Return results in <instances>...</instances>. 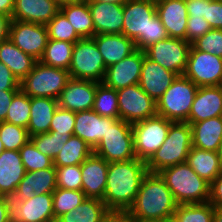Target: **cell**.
I'll return each instance as SVG.
<instances>
[{
    "instance_id": "1",
    "label": "cell",
    "mask_w": 222,
    "mask_h": 222,
    "mask_svg": "<svg viewBox=\"0 0 222 222\" xmlns=\"http://www.w3.org/2000/svg\"><path fill=\"white\" fill-rule=\"evenodd\" d=\"M147 173L146 162L138 158L109 163L102 200L106 207L110 211L129 210Z\"/></svg>"
},
{
    "instance_id": "2",
    "label": "cell",
    "mask_w": 222,
    "mask_h": 222,
    "mask_svg": "<svg viewBox=\"0 0 222 222\" xmlns=\"http://www.w3.org/2000/svg\"><path fill=\"white\" fill-rule=\"evenodd\" d=\"M177 205L160 174L148 172L128 211L140 222H156L172 218Z\"/></svg>"
},
{
    "instance_id": "3",
    "label": "cell",
    "mask_w": 222,
    "mask_h": 222,
    "mask_svg": "<svg viewBox=\"0 0 222 222\" xmlns=\"http://www.w3.org/2000/svg\"><path fill=\"white\" fill-rule=\"evenodd\" d=\"M177 204L205 203L210 197V183L201 178L186 162L159 172Z\"/></svg>"
},
{
    "instance_id": "4",
    "label": "cell",
    "mask_w": 222,
    "mask_h": 222,
    "mask_svg": "<svg viewBox=\"0 0 222 222\" xmlns=\"http://www.w3.org/2000/svg\"><path fill=\"white\" fill-rule=\"evenodd\" d=\"M192 147L190 124L188 122H173L165 141L146 162L148 172L159 173L165 168L185 163Z\"/></svg>"
},
{
    "instance_id": "5",
    "label": "cell",
    "mask_w": 222,
    "mask_h": 222,
    "mask_svg": "<svg viewBox=\"0 0 222 222\" xmlns=\"http://www.w3.org/2000/svg\"><path fill=\"white\" fill-rule=\"evenodd\" d=\"M198 88L184 75L177 76L166 92L156 101L157 115L172 122H187Z\"/></svg>"
},
{
    "instance_id": "6",
    "label": "cell",
    "mask_w": 222,
    "mask_h": 222,
    "mask_svg": "<svg viewBox=\"0 0 222 222\" xmlns=\"http://www.w3.org/2000/svg\"><path fill=\"white\" fill-rule=\"evenodd\" d=\"M93 153L109 163L136 158L132 124L108 117V131L93 149Z\"/></svg>"
},
{
    "instance_id": "7",
    "label": "cell",
    "mask_w": 222,
    "mask_h": 222,
    "mask_svg": "<svg viewBox=\"0 0 222 222\" xmlns=\"http://www.w3.org/2000/svg\"><path fill=\"white\" fill-rule=\"evenodd\" d=\"M70 79L68 70L46 66L38 61L20 81V90L29 97L58 99Z\"/></svg>"
},
{
    "instance_id": "8",
    "label": "cell",
    "mask_w": 222,
    "mask_h": 222,
    "mask_svg": "<svg viewBox=\"0 0 222 222\" xmlns=\"http://www.w3.org/2000/svg\"><path fill=\"white\" fill-rule=\"evenodd\" d=\"M106 66L93 38H81L74 43L72 60L68 69L72 79L102 83Z\"/></svg>"
},
{
    "instance_id": "9",
    "label": "cell",
    "mask_w": 222,
    "mask_h": 222,
    "mask_svg": "<svg viewBox=\"0 0 222 222\" xmlns=\"http://www.w3.org/2000/svg\"><path fill=\"white\" fill-rule=\"evenodd\" d=\"M173 122L156 115L132 124L136 158L147 162L165 141Z\"/></svg>"
},
{
    "instance_id": "10",
    "label": "cell",
    "mask_w": 222,
    "mask_h": 222,
    "mask_svg": "<svg viewBox=\"0 0 222 222\" xmlns=\"http://www.w3.org/2000/svg\"><path fill=\"white\" fill-rule=\"evenodd\" d=\"M191 43L184 39L167 38L147 47L145 56L165 69L182 76L187 67Z\"/></svg>"
},
{
    "instance_id": "11",
    "label": "cell",
    "mask_w": 222,
    "mask_h": 222,
    "mask_svg": "<svg viewBox=\"0 0 222 222\" xmlns=\"http://www.w3.org/2000/svg\"><path fill=\"white\" fill-rule=\"evenodd\" d=\"M198 87L222 85V58L215 54L189 50L187 67L183 74Z\"/></svg>"
},
{
    "instance_id": "12",
    "label": "cell",
    "mask_w": 222,
    "mask_h": 222,
    "mask_svg": "<svg viewBox=\"0 0 222 222\" xmlns=\"http://www.w3.org/2000/svg\"><path fill=\"white\" fill-rule=\"evenodd\" d=\"M119 119L135 123L157 115L156 102L139 86L134 84L117 90Z\"/></svg>"
},
{
    "instance_id": "13",
    "label": "cell",
    "mask_w": 222,
    "mask_h": 222,
    "mask_svg": "<svg viewBox=\"0 0 222 222\" xmlns=\"http://www.w3.org/2000/svg\"><path fill=\"white\" fill-rule=\"evenodd\" d=\"M123 35L132 39L136 49L142 51V36H147L148 23L156 14L152 0H128L123 7Z\"/></svg>"
},
{
    "instance_id": "14",
    "label": "cell",
    "mask_w": 222,
    "mask_h": 222,
    "mask_svg": "<svg viewBox=\"0 0 222 222\" xmlns=\"http://www.w3.org/2000/svg\"><path fill=\"white\" fill-rule=\"evenodd\" d=\"M10 40L24 53L40 60L48 42L46 25L12 20L10 25Z\"/></svg>"
},
{
    "instance_id": "15",
    "label": "cell",
    "mask_w": 222,
    "mask_h": 222,
    "mask_svg": "<svg viewBox=\"0 0 222 222\" xmlns=\"http://www.w3.org/2000/svg\"><path fill=\"white\" fill-rule=\"evenodd\" d=\"M11 222H54L52 193L35 194L27 200H12Z\"/></svg>"
},
{
    "instance_id": "16",
    "label": "cell",
    "mask_w": 222,
    "mask_h": 222,
    "mask_svg": "<svg viewBox=\"0 0 222 222\" xmlns=\"http://www.w3.org/2000/svg\"><path fill=\"white\" fill-rule=\"evenodd\" d=\"M145 52L136 49L129 56L106 69L103 83L115 90L139 84Z\"/></svg>"
},
{
    "instance_id": "17",
    "label": "cell",
    "mask_w": 222,
    "mask_h": 222,
    "mask_svg": "<svg viewBox=\"0 0 222 222\" xmlns=\"http://www.w3.org/2000/svg\"><path fill=\"white\" fill-rule=\"evenodd\" d=\"M98 84L71 78L58 97V106L73 112L92 110Z\"/></svg>"
},
{
    "instance_id": "18",
    "label": "cell",
    "mask_w": 222,
    "mask_h": 222,
    "mask_svg": "<svg viewBox=\"0 0 222 222\" xmlns=\"http://www.w3.org/2000/svg\"><path fill=\"white\" fill-rule=\"evenodd\" d=\"M109 162L92 153L81 164L82 188L87 198L103 200Z\"/></svg>"
},
{
    "instance_id": "19",
    "label": "cell",
    "mask_w": 222,
    "mask_h": 222,
    "mask_svg": "<svg viewBox=\"0 0 222 222\" xmlns=\"http://www.w3.org/2000/svg\"><path fill=\"white\" fill-rule=\"evenodd\" d=\"M94 26L98 34H123V4L88 1Z\"/></svg>"
},
{
    "instance_id": "20",
    "label": "cell",
    "mask_w": 222,
    "mask_h": 222,
    "mask_svg": "<svg viewBox=\"0 0 222 222\" xmlns=\"http://www.w3.org/2000/svg\"><path fill=\"white\" fill-rule=\"evenodd\" d=\"M156 13L169 38L186 40L188 12L185 0H158Z\"/></svg>"
},
{
    "instance_id": "21",
    "label": "cell",
    "mask_w": 222,
    "mask_h": 222,
    "mask_svg": "<svg viewBox=\"0 0 222 222\" xmlns=\"http://www.w3.org/2000/svg\"><path fill=\"white\" fill-rule=\"evenodd\" d=\"M56 188V169L53 165L50 168L26 172L11 200H27L35 194L53 193Z\"/></svg>"
},
{
    "instance_id": "22",
    "label": "cell",
    "mask_w": 222,
    "mask_h": 222,
    "mask_svg": "<svg viewBox=\"0 0 222 222\" xmlns=\"http://www.w3.org/2000/svg\"><path fill=\"white\" fill-rule=\"evenodd\" d=\"M177 75L144 56L139 86L156 102L171 86Z\"/></svg>"
},
{
    "instance_id": "23",
    "label": "cell",
    "mask_w": 222,
    "mask_h": 222,
    "mask_svg": "<svg viewBox=\"0 0 222 222\" xmlns=\"http://www.w3.org/2000/svg\"><path fill=\"white\" fill-rule=\"evenodd\" d=\"M218 116H222L221 86L199 87L187 122L192 124Z\"/></svg>"
},
{
    "instance_id": "24",
    "label": "cell",
    "mask_w": 222,
    "mask_h": 222,
    "mask_svg": "<svg viewBox=\"0 0 222 222\" xmlns=\"http://www.w3.org/2000/svg\"><path fill=\"white\" fill-rule=\"evenodd\" d=\"M59 11L56 0H15L12 20L46 25Z\"/></svg>"
},
{
    "instance_id": "25",
    "label": "cell",
    "mask_w": 222,
    "mask_h": 222,
    "mask_svg": "<svg viewBox=\"0 0 222 222\" xmlns=\"http://www.w3.org/2000/svg\"><path fill=\"white\" fill-rule=\"evenodd\" d=\"M25 173L20 152L4 150L0 154V196L12 198Z\"/></svg>"
},
{
    "instance_id": "26",
    "label": "cell",
    "mask_w": 222,
    "mask_h": 222,
    "mask_svg": "<svg viewBox=\"0 0 222 222\" xmlns=\"http://www.w3.org/2000/svg\"><path fill=\"white\" fill-rule=\"evenodd\" d=\"M108 131V117L92 110L75 112L73 135L80 137L94 149Z\"/></svg>"
},
{
    "instance_id": "27",
    "label": "cell",
    "mask_w": 222,
    "mask_h": 222,
    "mask_svg": "<svg viewBox=\"0 0 222 222\" xmlns=\"http://www.w3.org/2000/svg\"><path fill=\"white\" fill-rule=\"evenodd\" d=\"M92 38L103 57L106 68L118 63L136 50L134 41L123 34H98Z\"/></svg>"
},
{
    "instance_id": "28",
    "label": "cell",
    "mask_w": 222,
    "mask_h": 222,
    "mask_svg": "<svg viewBox=\"0 0 222 222\" xmlns=\"http://www.w3.org/2000/svg\"><path fill=\"white\" fill-rule=\"evenodd\" d=\"M193 147L217 152L222 140V116L190 124Z\"/></svg>"
},
{
    "instance_id": "29",
    "label": "cell",
    "mask_w": 222,
    "mask_h": 222,
    "mask_svg": "<svg viewBox=\"0 0 222 222\" xmlns=\"http://www.w3.org/2000/svg\"><path fill=\"white\" fill-rule=\"evenodd\" d=\"M58 107V99L30 97V121L27 126L30 137L50 131V123Z\"/></svg>"
},
{
    "instance_id": "30",
    "label": "cell",
    "mask_w": 222,
    "mask_h": 222,
    "mask_svg": "<svg viewBox=\"0 0 222 222\" xmlns=\"http://www.w3.org/2000/svg\"><path fill=\"white\" fill-rule=\"evenodd\" d=\"M0 61L21 81L38 62L33 56L24 53L10 38L0 43Z\"/></svg>"
},
{
    "instance_id": "31",
    "label": "cell",
    "mask_w": 222,
    "mask_h": 222,
    "mask_svg": "<svg viewBox=\"0 0 222 222\" xmlns=\"http://www.w3.org/2000/svg\"><path fill=\"white\" fill-rule=\"evenodd\" d=\"M186 163L210 184L222 172L219 154L214 151L201 150L192 147Z\"/></svg>"
},
{
    "instance_id": "32",
    "label": "cell",
    "mask_w": 222,
    "mask_h": 222,
    "mask_svg": "<svg viewBox=\"0 0 222 222\" xmlns=\"http://www.w3.org/2000/svg\"><path fill=\"white\" fill-rule=\"evenodd\" d=\"M60 11L81 38L94 37L92 15L87 0L61 5Z\"/></svg>"
},
{
    "instance_id": "33",
    "label": "cell",
    "mask_w": 222,
    "mask_h": 222,
    "mask_svg": "<svg viewBox=\"0 0 222 222\" xmlns=\"http://www.w3.org/2000/svg\"><path fill=\"white\" fill-rule=\"evenodd\" d=\"M109 209L96 198H86L74 210L60 216L56 222H103Z\"/></svg>"
},
{
    "instance_id": "34",
    "label": "cell",
    "mask_w": 222,
    "mask_h": 222,
    "mask_svg": "<svg viewBox=\"0 0 222 222\" xmlns=\"http://www.w3.org/2000/svg\"><path fill=\"white\" fill-rule=\"evenodd\" d=\"M92 153L93 149L85 141L72 135L53 159V165L55 167L81 165Z\"/></svg>"
},
{
    "instance_id": "35",
    "label": "cell",
    "mask_w": 222,
    "mask_h": 222,
    "mask_svg": "<svg viewBox=\"0 0 222 222\" xmlns=\"http://www.w3.org/2000/svg\"><path fill=\"white\" fill-rule=\"evenodd\" d=\"M73 46L74 43L68 41L48 39L44 54L39 61L46 66L68 70Z\"/></svg>"
},
{
    "instance_id": "36",
    "label": "cell",
    "mask_w": 222,
    "mask_h": 222,
    "mask_svg": "<svg viewBox=\"0 0 222 222\" xmlns=\"http://www.w3.org/2000/svg\"><path fill=\"white\" fill-rule=\"evenodd\" d=\"M215 207L205 203L178 204L173 214L176 222H213Z\"/></svg>"
},
{
    "instance_id": "37",
    "label": "cell",
    "mask_w": 222,
    "mask_h": 222,
    "mask_svg": "<svg viewBox=\"0 0 222 222\" xmlns=\"http://www.w3.org/2000/svg\"><path fill=\"white\" fill-rule=\"evenodd\" d=\"M93 110L102 117L119 118L117 90L103 82L97 85Z\"/></svg>"
},
{
    "instance_id": "38",
    "label": "cell",
    "mask_w": 222,
    "mask_h": 222,
    "mask_svg": "<svg viewBox=\"0 0 222 222\" xmlns=\"http://www.w3.org/2000/svg\"><path fill=\"white\" fill-rule=\"evenodd\" d=\"M52 195L54 222L60 216L74 210L87 198L82 190H66L62 188H56Z\"/></svg>"
},
{
    "instance_id": "39",
    "label": "cell",
    "mask_w": 222,
    "mask_h": 222,
    "mask_svg": "<svg viewBox=\"0 0 222 222\" xmlns=\"http://www.w3.org/2000/svg\"><path fill=\"white\" fill-rule=\"evenodd\" d=\"M30 121V97L19 90L12 98L8 107L5 122L22 126L27 129Z\"/></svg>"
},
{
    "instance_id": "40",
    "label": "cell",
    "mask_w": 222,
    "mask_h": 222,
    "mask_svg": "<svg viewBox=\"0 0 222 222\" xmlns=\"http://www.w3.org/2000/svg\"><path fill=\"white\" fill-rule=\"evenodd\" d=\"M70 137L67 133L60 135L57 131H49L31 136L30 140L41 153L54 159Z\"/></svg>"
},
{
    "instance_id": "41",
    "label": "cell",
    "mask_w": 222,
    "mask_h": 222,
    "mask_svg": "<svg viewBox=\"0 0 222 222\" xmlns=\"http://www.w3.org/2000/svg\"><path fill=\"white\" fill-rule=\"evenodd\" d=\"M0 139L5 150H16L30 140L29 132L26 128L7 122H0Z\"/></svg>"
},
{
    "instance_id": "42",
    "label": "cell",
    "mask_w": 222,
    "mask_h": 222,
    "mask_svg": "<svg viewBox=\"0 0 222 222\" xmlns=\"http://www.w3.org/2000/svg\"><path fill=\"white\" fill-rule=\"evenodd\" d=\"M22 163L26 172L37 171L53 166V159L41 153L29 140L19 149Z\"/></svg>"
},
{
    "instance_id": "43",
    "label": "cell",
    "mask_w": 222,
    "mask_h": 222,
    "mask_svg": "<svg viewBox=\"0 0 222 222\" xmlns=\"http://www.w3.org/2000/svg\"><path fill=\"white\" fill-rule=\"evenodd\" d=\"M48 38L76 43L81 37L76 33L64 14L59 11L47 24Z\"/></svg>"
},
{
    "instance_id": "44",
    "label": "cell",
    "mask_w": 222,
    "mask_h": 222,
    "mask_svg": "<svg viewBox=\"0 0 222 222\" xmlns=\"http://www.w3.org/2000/svg\"><path fill=\"white\" fill-rule=\"evenodd\" d=\"M57 188L66 190H81V165L55 167Z\"/></svg>"
},
{
    "instance_id": "45",
    "label": "cell",
    "mask_w": 222,
    "mask_h": 222,
    "mask_svg": "<svg viewBox=\"0 0 222 222\" xmlns=\"http://www.w3.org/2000/svg\"><path fill=\"white\" fill-rule=\"evenodd\" d=\"M191 45L199 51L215 54L222 58V29H211L198 37Z\"/></svg>"
},
{
    "instance_id": "46",
    "label": "cell",
    "mask_w": 222,
    "mask_h": 222,
    "mask_svg": "<svg viewBox=\"0 0 222 222\" xmlns=\"http://www.w3.org/2000/svg\"><path fill=\"white\" fill-rule=\"evenodd\" d=\"M75 125V112L57 107L52 121L50 123V131H57L58 134L73 135Z\"/></svg>"
},
{
    "instance_id": "47",
    "label": "cell",
    "mask_w": 222,
    "mask_h": 222,
    "mask_svg": "<svg viewBox=\"0 0 222 222\" xmlns=\"http://www.w3.org/2000/svg\"><path fill=\"white\" fill-rule=\"evenodd\" d=\"M167 38L168 35L165 27L156 13L148 23L147 36H142V51H144L150 45Z\"/></svg>"
},
{
    "instance_id": "48",
    "label": "cell",
    "mask_w": 222,
    "mask_h": 222,
    "mask_svg": "<svg viewBox=\"0 0 222 222\" xmlns=\"http://www.w3.org/2000/svg\"><path fill=\"white\" fill-rule=\"evenodd\" d=\"M211 29V26L204 18L188 17L186 41L192 43Z\"/></svg>"
},
{
    "instance_id": "49",
    "label": "cell",
    "mask_w": 222,
    "mask_h": 222,
    "mask_svg": "<svg viewBox=\"0 0 222 222\" xmlns=\"http://www.w3.org/2000/svg\"><path fill=\"white\" fill-rule=\"evenodd\" d=\"M212 29H222V0H206V17Z\"/></svg>"
},
{
    "instance_id": "50",
    "label": "cell",
    "mask_w": 222,
    "mask_h": 222,
    "mask_svg": "<svg viewBox=\"0 0 222 222\" xmlns=\"http://www.w3.org/2000/svg\"><path fill=\"white\" fill-rule=\"evenodd\" d=\"M20 90V81L11 70L0 61V91Z\"/></svg>"
},
{
    "instance_id": "51",
    "label": "cell",
    "mask_w": 222,
    "mask_h": 222,
    "mask_svg": "<svg viewBox=\"0 0 222 222\" xmlns=\"http://www.w3.org/2000/svg\"><path fill=\"white\" fill-rule=\"evenodd\" d=\"M209 202L215 208H222V172L210 184Z\"/></svg>"
},
{
    "instance_id": "52",
    "label": "cell",
    "mask_w": 222,
    "mask_h": 222,
    "mask_svg": "<svg viewBox=\"0 0 222 222\" xmlns=\"http://www.w3.org/2000/svg\"><path fill=\"white\" fill-rule=\"evenodd\" d=\"M188 17H206V0H185Z\"/></svg>"
},
{
    "instance_id": "53",
    "label": "cell",
    "mask_w": 222,
    "mask_h": 222,
    "mask_svg": "<svg viewBox=\"0 0 222 222\" xmlns=\"http://www.w3.org/2000/svg\"><path fill=\"white\" fill-rule=\"evenodd\" d=\"M19 90H4L0 91V122H4L8 107L12 103V98Z\"/></svg>"
},
{
    "instance_id": "54",
    "label": "cell",
    "mask_w": 222,
    "mask_h": 222,
    "mask_svg": "<svg viewBox=\"0 0 222 222\" xmlns=\"http://www.w3.org/2000/svg\"><path fill=\"white\" fill-rule=\"evenodd\" d=\"M103 222H140L128 210L109 211Z\"/></svg>"
},
{
    "instance_id": "55",
    "label": "cell",
    "mask_w": 222,
    "mask_h": 222,
    "mask_svg": "<svg viewBox=\"0 0 222 222\" xmlns=\"http://www.w3.org/2000/svg\"><path fill=\"white\" fill-rule=\"evenodd\" d=\"M11 203V198L0 196V222H11Z\"/></svg>"
},
{
    "instance_id": "56",
    "label": "cell",
    "mask_w": 222,
    "mask_h": 222,
    "mask_svg": "<svg viewBox=\"0 0 222 222\" xmlns=\"http://www.w3.org/2000/svg\"><path fill=\"white\" fill-rule=\"evenodd\" d=\"M12 17L0 13V43L9 38Z\"/></svg>"
},
{
    "instance_id": "57",
    "label": "cell",
    "mask_w": 222,
    "mask_h": 222,
    "mask_svg": "<svg viewBox=\"0 0 222 222\" xmlns=\"http://www.w3.org/2000/svg\"><path fill=\"white\" fill-rule=\"evenodd\" d=\"M15 0H0V13L12 17Z\"/></svg>"
},
{
    "instance_id": "58",
    "label": "cell",
    "mask_w": 222,
    "mask_h": 222,
    "mask_svg": "<svg viewBox=\"0 0 222 222\" xmlns=\"http://www.w3.org/2000/svg\"><path fill=\"white\" fill-rule=\"evenodd\" d=\"M213 222H222V208H215Z\"/></svg>"
},
{
    "instance_id": "59",
    "label": "cell",
    "mask_w": 222,
    "mask_h": 222,
    "mask_svg": "<svg viewBox=\"0 0 222 222\" xmlns=\"http://www.w3.org/2000/svg\"><path fill=\"white\" fill-rule=\"evenodd\" d=\"M87 1H97L104 3H116V4H125L128 0H87Z\"/></svg>"
},
{
    "instance_id": "60",
    "label": "cell",
    "mask_w": 222,
    "mask_h": 222,
    "mask_svg": "<svg viewBox=\"0 0 222 222\" xmlns=\"http://www.w3.org/2000/svg\"><path fill=\"white\" fill-rule=\"evenodd\" d=\"M56 1L61 6V5L68 4V3H79V2H82L84 0H56Z\"/></svg>"
},
{
    "instance_id": "61",
    "label": "cell",
    "mask_w": 222,
    "mask_h": 222,
    "mask_svg": "<svg viewBox=\"0 0 222 222\" xmlns=\"http://www.w3.org/2000/svg\"><path fill=\"white\" fill-rule=\"evenodd\" d=\"M217 153L219 154V158H220V162H221V166H222V140H221V143L219 145Z\"/></svg>"
},
{
    "instance_id": "62",
    "label": "cell",
    "mask_w": 222,
    "mask_h": 222,
    "mask_svg": "<svg viewBox=\"0 0 222 222\" xmlns=\"http://www.w3.org/2000/svg\"><path fill=\"white\" fill-rule=\"evenodd\" d=\"M156 222H176V221L172 217V218H169V219H165V220H161V221H156Z\"/></svg>"
},
{
    "instance_id": "63",
    "label": "cell",
    "mask_w": 222,
    "mask_h": 222,
    "mask_svg": "<svg viewBox=\"0 0 222 222\" xmlns=\"http://www.w3.org/2000/svg\"><path fill=\"white\" fill-rule=\"evenodd\" d=\"M5 150L4 145L0 139V154Z\"/></svg>"
}]
</instances>
